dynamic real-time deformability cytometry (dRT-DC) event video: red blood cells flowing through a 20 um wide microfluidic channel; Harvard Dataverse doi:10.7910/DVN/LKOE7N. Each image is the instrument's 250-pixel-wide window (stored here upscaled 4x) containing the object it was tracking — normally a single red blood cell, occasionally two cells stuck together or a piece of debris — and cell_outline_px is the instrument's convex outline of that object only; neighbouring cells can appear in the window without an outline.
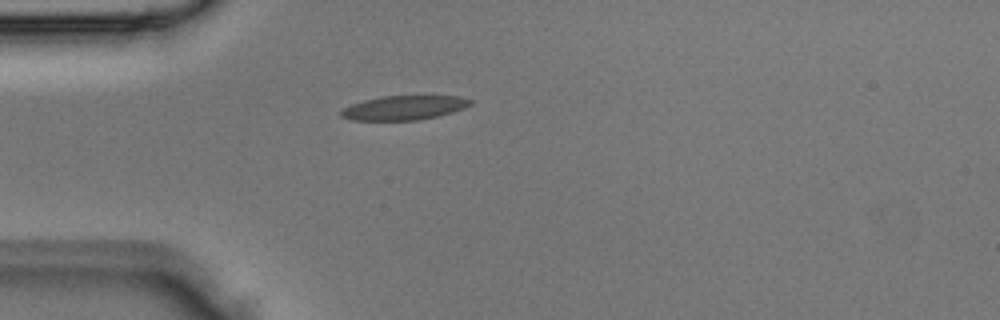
{"species": "Egyptian fruit bat (a non-hibernating species)", "species_latin": "Rousettus aegyptiacus", "temperature_condition": "room temperature", "stored_images_in_passage": 1, "camera_frame_rate_fps": 3000, "um_per_image_px": 0.085, "animal": {"sex": "male"}, "frame": {"image": 1, "passage_image": 1, "time_ms": 0.0, "image_size_px": [1000, 320], "cell_outline_px": [[472, 104], [464, 108], [452, 112], [436, 116], [416, 120], [352, 120], [340, 116], [340, 112], [344, 108], [352, 104], [364, 100], [380, 96], [460, 96], [472, 100]], "centroid_in_image_um": [34.34, 9.15], "position_along_channel_um": 50.7, "area_um2": 18.15}}